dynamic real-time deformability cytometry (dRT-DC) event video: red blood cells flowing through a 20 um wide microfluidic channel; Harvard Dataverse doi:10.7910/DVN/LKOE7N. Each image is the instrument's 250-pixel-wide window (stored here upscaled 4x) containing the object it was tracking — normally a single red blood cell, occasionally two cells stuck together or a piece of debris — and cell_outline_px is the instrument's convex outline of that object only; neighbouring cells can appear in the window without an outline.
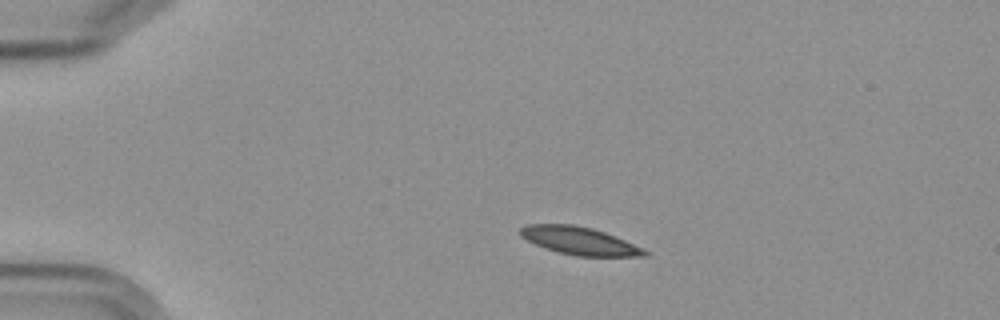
{"species": "Egyptian fruit bat (a non-hibernating species)", "species_latin": "Rousettus aegyptiacus", "temperature_condition": "cold", "stored_images_in_passage": 7, "camera_frame_rate_fps": 3000, "um_per_image_px": 0.085, "frame": {"image": 1, "passage_image": 2, "time_ms": 1.333, "image_size_px": [1000, 320], "cell_outline_px": [[648, 256], [576, 256], [556, 252], [544, 248], [520, 236], [520, 228], [528, 224], [572, 224], [592, 228], [604, 232], [644, 248], [648, 252]], "centroid_in_image_um": [49.24, 20.47], "position_along_channel_um": 35.8, "area_um2": 20.06}}
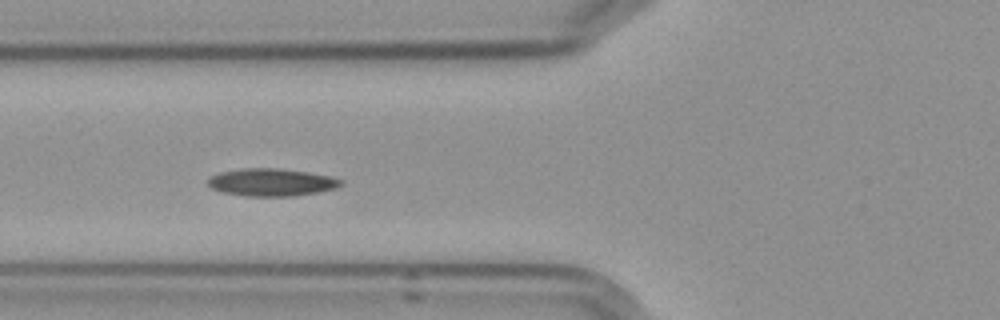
{"frame": {"image": 2, "passage_image": 5, "time_ms": 4.667, "image_size_px": [1000, 320], "cell_outline_px": [[344, 184], [336, 188], [316, 192], [292, 196], [244, 196], [220, 192], [212, 188], [208, 184], [208, 180], [212, 176], [220, 172], [240, 168], [276, 168], [308, 172], [328, 176], [344, 180]], "centroid_in_image_um": [23.07, 15.49], "position_along_channel_um": 102.7, "area_um2": 21.33}}
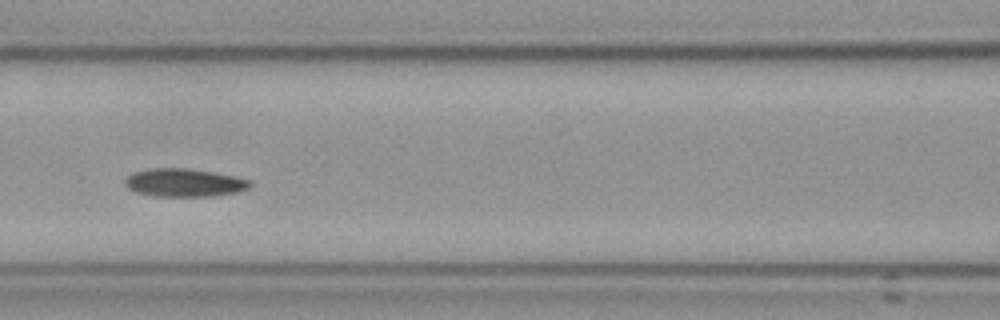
{"frame": {"image": 3, "passage_image": 6, "time_ms": 6.0, "image_size_px": [1000, 320], "cell_outline_px": [[252, 184], [248, 188], [236, 192], [212, 196], [152, 196], [136, 192], [128, 188], [124, 184], [124, 180], [132, 172], [156, 168], [188, 168], [236, 176], [252, 180]], "centroid_in_image_um": [15.66, 15.52], "position_along_channel_um": 150.9, "area_um2": 20.52}}